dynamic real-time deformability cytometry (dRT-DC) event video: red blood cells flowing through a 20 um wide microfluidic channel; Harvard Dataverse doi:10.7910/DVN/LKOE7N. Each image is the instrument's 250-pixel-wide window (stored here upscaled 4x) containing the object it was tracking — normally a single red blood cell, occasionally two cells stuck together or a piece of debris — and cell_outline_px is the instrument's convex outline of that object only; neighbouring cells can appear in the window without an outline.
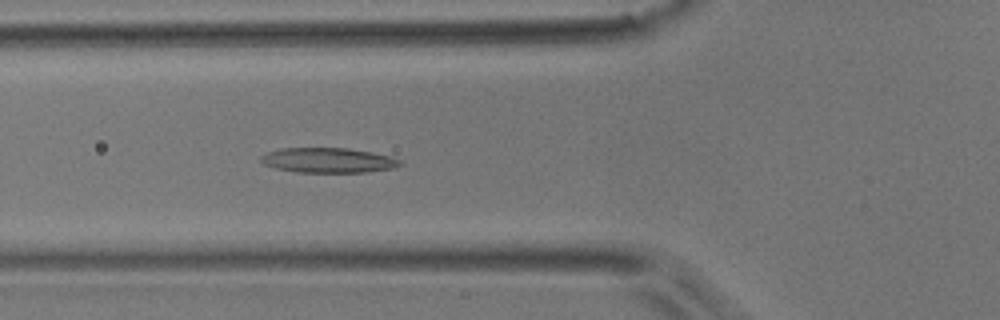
{"species": "common noctule bat (a hibernating species)", "species_latin": "Nyctalus noctula", "temperature_condition": "room temperature", "stored_images_in_passage": 49, "camera_frame_rate_fps": 3000, "um_per_image_px": 0.085, "animal": {"sex": "male", "body_mass_g": 17.9}, "frame": {"image": 1, "passage_image": 17, "time_ms": 5.333, "image_size_px": [1000, 320], "cell_outline_px": [[404, 164], [392, 168], [364, 172], [296, 172], [276, 168], [264, 164], [260, 160], [260, 156], [268, 152], [280, 148], [348, 148], [392, 156], [400, 160]], "centroid_in_image_um": [27.9, 13.62], "position_along_channel_um": 97.9, "area_um2": 20.17}}
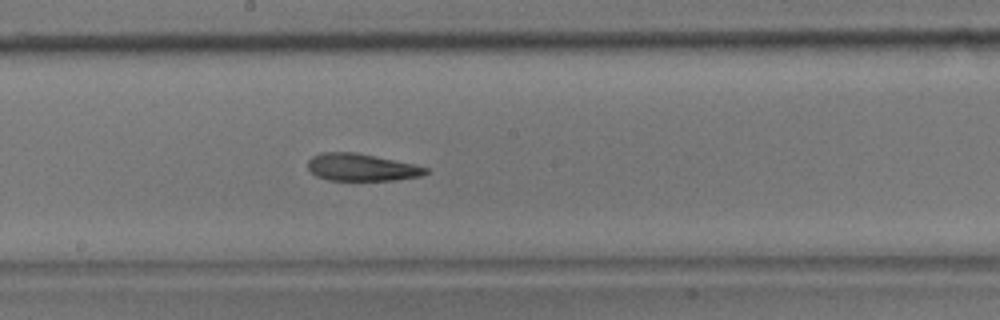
{"frame": {"image": 2, "passage_image": 26, "time_ms": 8.333, "image_size_px": [1000, 320], "cell_outline_px": [[428, 172], [420, 176], [396, 180], [328, 180], [316, 176], [308, 168], [308, 160], [312, 156], [320, 152], [356, 152], [412, 164], [428, 168]], "centroid_in_image_um": [30.68, 14.22], "position_along_channel_um": 217.5, "area_um2": 18.61}}
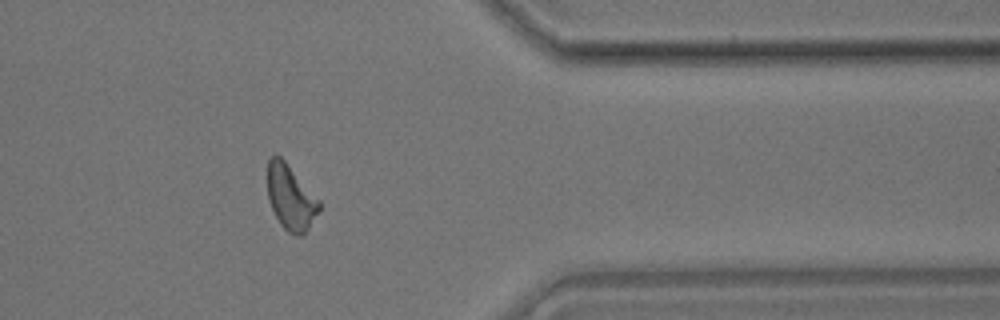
{"frame": {"image": 3, "passage_image": 40, "time_ms": 13.0, "image_size_px": [1000, 320], "cell_outline_px": [[320, 212], [304, 236], [296, 236], [288, 232], [280, 224], [268, 200], [268, 160], [272, 156], [280, 156], [284, 160], [320, 200]], "centroid_in_image_um": [24.74, 16.83], "position_along_channel_um": 386.7, "area_um2": 19.65}, "authors_computed_cell_mechanics": {"area_um2": 19.7098, "velocity_mm_per_s": 3.9735, "shape_relaxation_time_tau1_ms": 5.6219, "shape_relaxation_time_tau2_ms": 2.3673, "deformation_change_tau1": 0.16, "deformation_change_tau2": 0.1167}}